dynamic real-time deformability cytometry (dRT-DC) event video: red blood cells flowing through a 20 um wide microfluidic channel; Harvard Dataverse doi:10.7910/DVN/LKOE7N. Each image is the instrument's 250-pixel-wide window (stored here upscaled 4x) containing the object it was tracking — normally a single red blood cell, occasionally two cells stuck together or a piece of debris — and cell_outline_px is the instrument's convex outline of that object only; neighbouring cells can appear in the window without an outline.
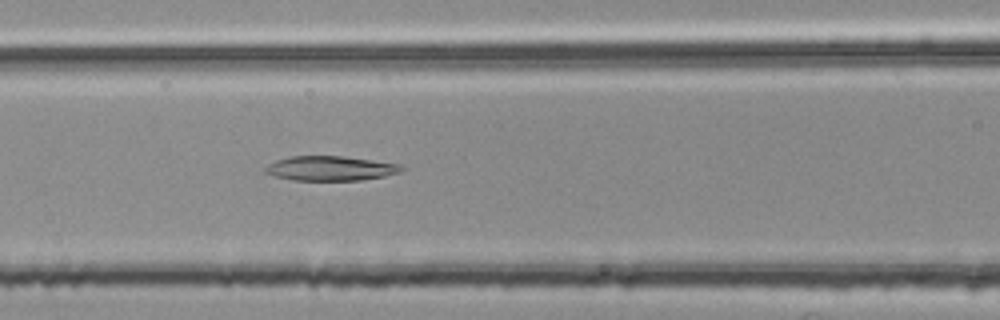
{"species": "common noctule bat (a hibernating species)", "species_latin": "Nyctalus noctula", "temperature_condition": "room temperature", "stored_images_in_passage": 48, "segment_of_instrument_passage": [1, 2], "camera_frame_rate_fps": 3000, "um_per_image_px": 0.085, "animal": {"sex": "female", "body_mass_g": 25.1}, "frame": {"image": 1, "passage_image": 16, "time_ms": 5.0, "image_size_px": [1000, 320], "cell_outline_px": [[404, 168], [400, 172], [384, 176], [360, 180], [292, 180], [276, 176], [264, 172], [264, 168], [268, 164], [276, 160], [292, 156], [340, 156], [404, 164]], "centroid_in_image_um": [28.1, 14.31], "position_along_channel_um": 138.5, "area_um2": 19.48}}
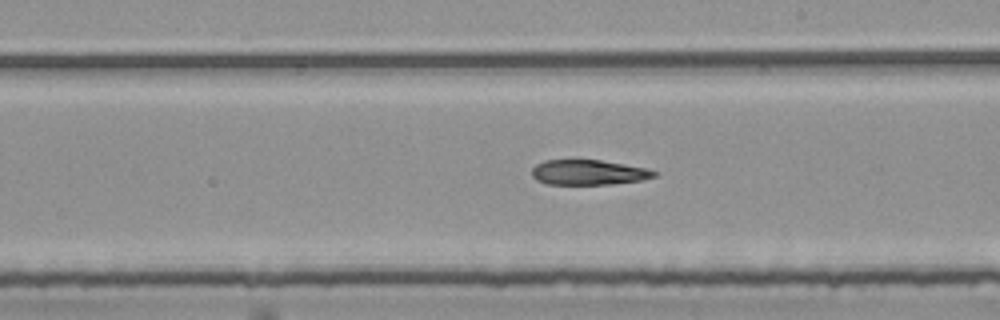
{"frame": {"image": 2, "passage_image": 24, "time_ms": 7.667, "image_size_px": [1000, 320], "cell_outline_px": [[660, 172], [656, 176], [640, 180], [612, 184], [548, 184], [536, 180], [532, 176], [532, 168], [536, 164], [544, 160], [572, 156], [600, 160], [648, 168]], "centroid_in_image_um": [49.98, 14.6], "position_along_channel_um": 239.0, "area_um2": 18.73}}
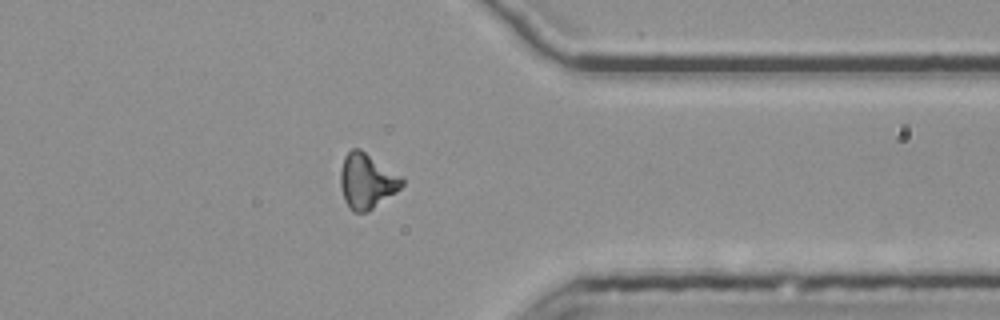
{"frame": {"image": 3, "passage_image": 36, "time_ms": 11.667, "image_size_px": [1000, 320], "cell_outline_px": [[404, 184], [396, 192], [368, 212], [352, 212], [348, 208], [344, 200], [340, 184], [340, 168], [344, 156], [352, 148], [360, 148], [404, 176]], "centroid_in_image_um": [31.19, 15.38], "position_along_channel_um": 380.2, "area_um2": 20.23}}